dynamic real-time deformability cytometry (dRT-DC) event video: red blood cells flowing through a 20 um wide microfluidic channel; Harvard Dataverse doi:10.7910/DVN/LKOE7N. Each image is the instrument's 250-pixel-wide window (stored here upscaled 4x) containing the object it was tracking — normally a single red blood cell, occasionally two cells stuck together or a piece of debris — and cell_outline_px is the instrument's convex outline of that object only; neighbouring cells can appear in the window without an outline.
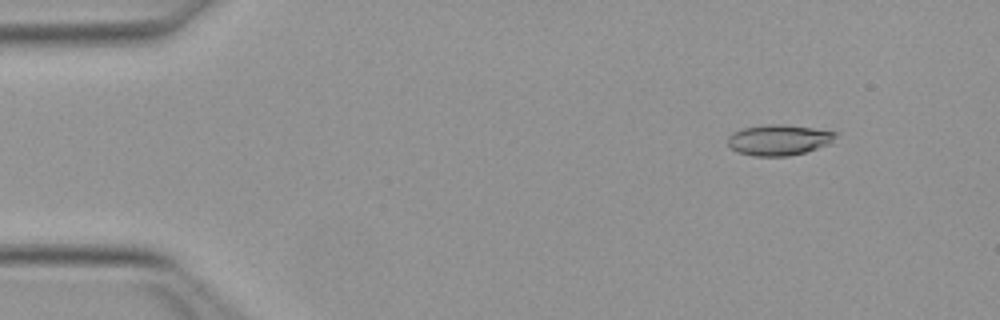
{"species": "Egyptian fruit bat (a non-hibernating species)", "species_latin": "Rousettus aegyptiacus", "temperature_condition": "warm", "stored_images_in_passage": 51, "camera_frame_rate_fps": 3000, "um_per_image_px": 0.085, "animal": {"sex": "female"}, "frame": {"image": 1, "passage_image": 6, "time_ms": 1.667, "image_size_px": [1000, 320], "cell_outline_px": [[840, 132], [832, 144], [804, 152], [788, 156], [752, 156], [736, 152], [728, 144], [728, 136], [732, 132], [740, 128], [760, 124], [784, 124]], "centroid_in_image_um": [66.21, 11.88], "position_along_channel_um": 18.8, "area_um2": 19.77}}
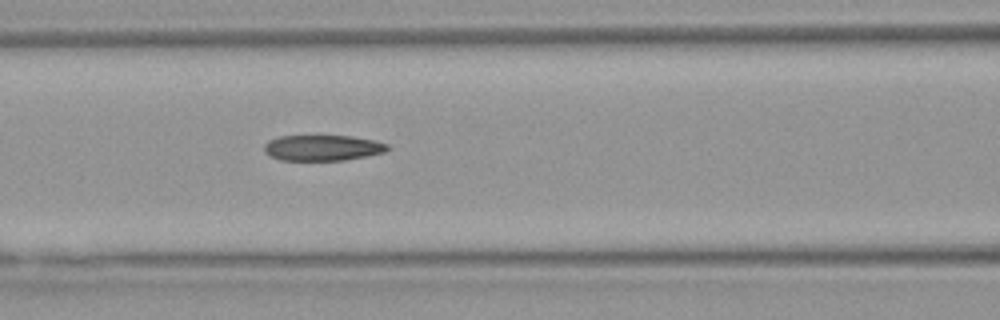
{"frame": {"image": 2, "passage_image": 22, "time_ms": 7.0, "image_size_px": [1000, 320], "cell_outline_px": [[392, 148], [384, 152], [368, 156], [344, 160], [280, 160], [264, 152], [264, 144], [268, 140], [280, 136], [352, 136], [376, 140], [388, 144]], "centroid_in_image_um": [27.46, 12.56], "position_along_channel_um": 139.1, "area_um2": 18.61}}
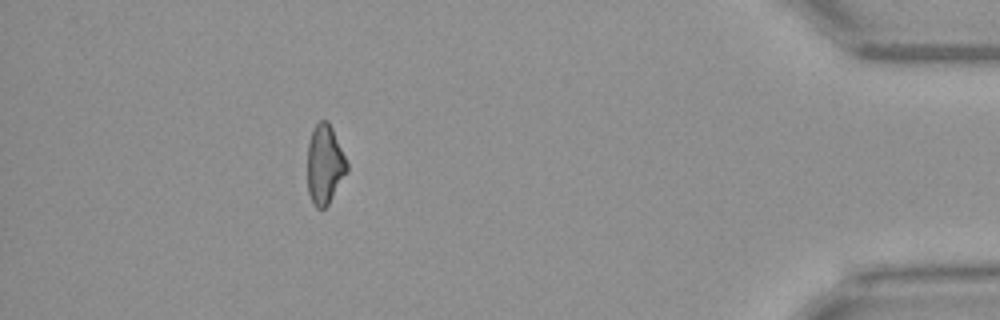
{"frame": {"image": 3, "passage_image": 46, "time_ms": 15.0, "image_size_px": [1000, 320], "cell_outline_px": [[348, 172], [328, 204], [324, 208], [316, 208], [312, 204], [308, 192], [308, 144], [312, 132], [316, 124], [320, 120], [328, 120], [332, 128], [348, 164]], "centroid_in_image_um": [27.61, 14.0], "position_along_channel_um": 407.6, "area_um2": 18.21}, "authors_computed_cell_mechanics": {"area_um2": 19.4208, "velocity_mm_per_s": 4.0284, "shape_relaxation_time_tau1_ms": null, "shape_relaxation_time_tau2_ms": 3.2494, "deformation_change_tau1": null, "deformation_change_tau2": 0.1268}}